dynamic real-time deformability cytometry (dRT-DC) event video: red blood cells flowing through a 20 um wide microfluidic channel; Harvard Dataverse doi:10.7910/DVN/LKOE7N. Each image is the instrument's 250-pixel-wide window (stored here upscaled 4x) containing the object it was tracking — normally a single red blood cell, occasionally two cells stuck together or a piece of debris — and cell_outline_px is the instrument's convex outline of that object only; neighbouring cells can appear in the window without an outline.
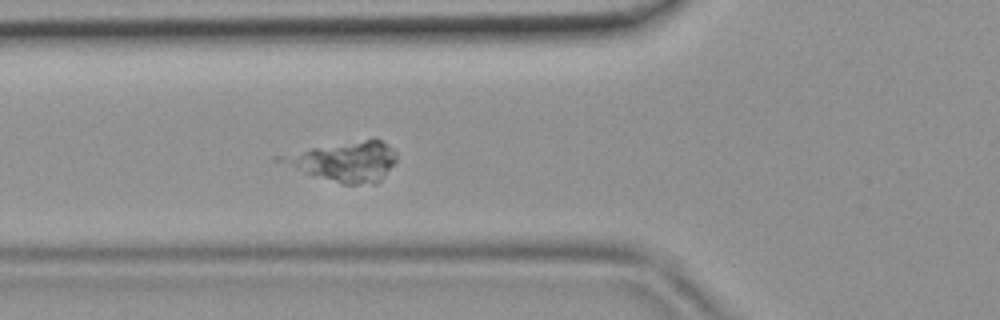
{"species": "common noctule bat (a hibernating species)", "species_latin": "Nyctalus noctula", "temperature_condition": "room temperature", "stored_images_in_passage": 43, "camera_frame_rate_fps": 3000, "um_per_image_px": 0.085, "animal": {"sex": "female", "body_mass_g": 19.9}, "frame": {"image": 1, "passage_image": 13, "time_ms": 4.0, "image_size_px": [1000, 320], "cell_outline_px": [[396, 160], [380, 180], [376, 184], [344, 184], [312, 176], [272, 160], [272, 156], [312, 148], [368, 140], [380, 140], [396, 152]], "centroid_in_image_um": [29.18, 13.76], "position_along_channel_um": 96.6, "area_um2": 26.41}}
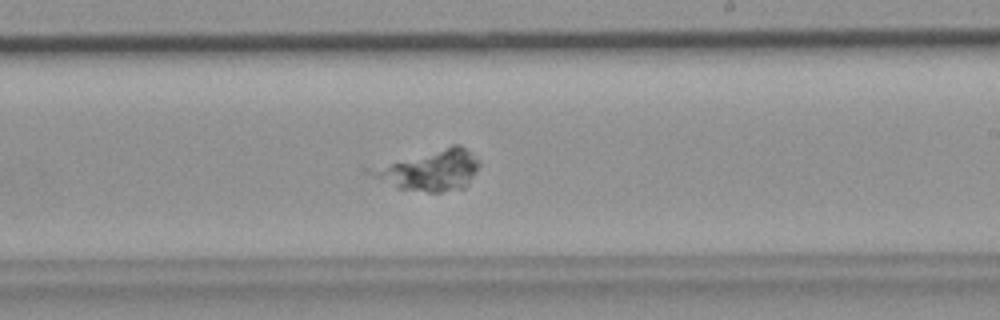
{"frame": {"image": 2, "passage_image": 24, "time_ms": 7.667, "image_size_px": [1000, 320], "cell_outline_px": [[480, 164], [464, 188], [440, 192], [428, 192], [396, 188], [364, 172], [364, 168], [452, 144], [460, 144], [480, 160]], "centroid_in_image_um": [36.47, 14.45], "position_along_channel_um": 252.5, "area_um2": 26.01}}
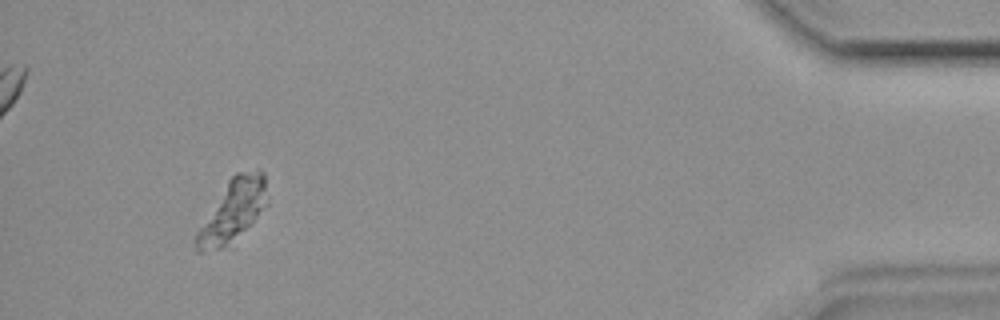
{"frame": {"image": 3, "passage_image": 40, "time_ms": 13.0, "image_size_px": [1000, 320], "cell_outline_px": [[268, 204], [232, 248], [200, 252], [196, 252], [192, 240], [196, 232], [228, 180], [236, 172], [260, 168], [264, 172]], "centroid_in_image_um": [19.78, 17.99], "position_along_channel_um": 415.4, "area_um2": 26.53}}